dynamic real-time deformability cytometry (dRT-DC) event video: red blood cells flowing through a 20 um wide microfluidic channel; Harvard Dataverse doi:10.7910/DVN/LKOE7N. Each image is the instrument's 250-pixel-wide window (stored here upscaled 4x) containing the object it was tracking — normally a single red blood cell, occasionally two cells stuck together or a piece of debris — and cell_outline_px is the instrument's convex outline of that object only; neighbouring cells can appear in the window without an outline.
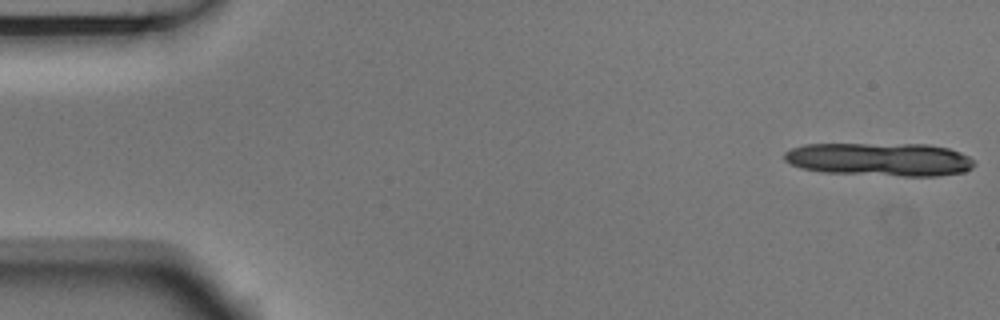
{"species": "Egyptian fruit bat (a non-hibernating species)", "species_latin": "Rousettus aegyptiacus", "temperature_condition": "room temperature", "stored_images_in_passage": 5, "camera_frame_rate_fps": 3000, "um_per_image_px": 0.085, "animal": {"sex": "male"}, "frame": {"image": 1, "passage_image": 1, "time_ms": 0.0, "image_size_px": [1000, 320], "cell_outline_px": [[976, 164], [972, 168], [964, 172], [936, 176], [904, 176], [824, 172], [800, 168], [784, 160], [784, 152], [792, 148], [804, 144], [928, 144], [948, 148], [960, 152], [968, 156]], "centroid_in_image_um": [74.79, 13.54], "position_along_channel_um": 10.2, "area_um2": 36.93}}